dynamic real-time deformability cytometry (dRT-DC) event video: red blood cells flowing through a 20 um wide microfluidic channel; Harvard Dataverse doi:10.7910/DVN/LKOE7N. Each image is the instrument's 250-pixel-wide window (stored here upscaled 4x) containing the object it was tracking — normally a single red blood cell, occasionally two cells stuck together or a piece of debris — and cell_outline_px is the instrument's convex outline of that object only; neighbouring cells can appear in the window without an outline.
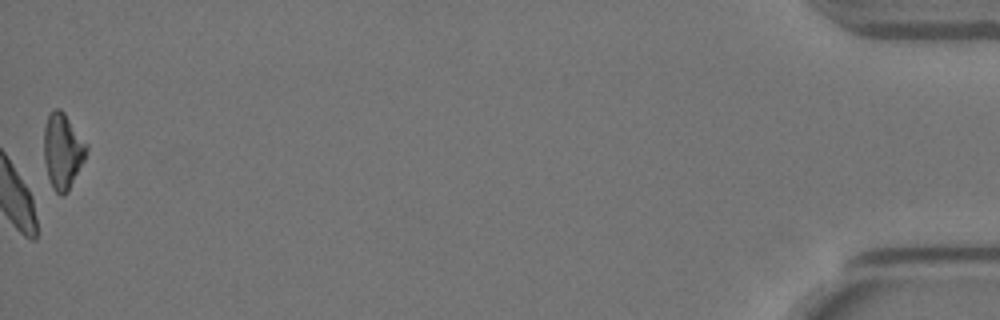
{"species": "Egyptian fruit bat (a non-hibernating species)", "species_latin": "Rousettus aegyptiacus", "temperature_condition": "warm", "stored_images_in_passage": 59, "camera_frame_rate_fps": 3000, "um_per_image_px": 0.085, "animal": {"sex": "female"}, "frame": {"image": 1, "passage_image": 59, "time_ms": 19.333, "image_size_px": [1000, 320], "cell_outline_px": [[88, 148], [84, 160], [68, 192], [64, 196], [60, 196], [52, 188], [48, 176], [44, 160], [44, 128], [48, 112], [56, 108], [60, 108], [64, 112], [88, 144]], "centroid_in_image_um": [5.32, 12.82], "position_along_channel_um": 429.9, "area_um2": 18.96}, "authors_computed_cell_mechanics": {"area_um2": 19.074, "velocity_mm_per_s": 3.5188, "shape_relaxation_time_tau1_ms": 5.3082, "shape_relaxation_time_tau2_ms": 0.6395, "deformation_change_tau1": 0.118, "deformation_change_tau2": 0.045}}